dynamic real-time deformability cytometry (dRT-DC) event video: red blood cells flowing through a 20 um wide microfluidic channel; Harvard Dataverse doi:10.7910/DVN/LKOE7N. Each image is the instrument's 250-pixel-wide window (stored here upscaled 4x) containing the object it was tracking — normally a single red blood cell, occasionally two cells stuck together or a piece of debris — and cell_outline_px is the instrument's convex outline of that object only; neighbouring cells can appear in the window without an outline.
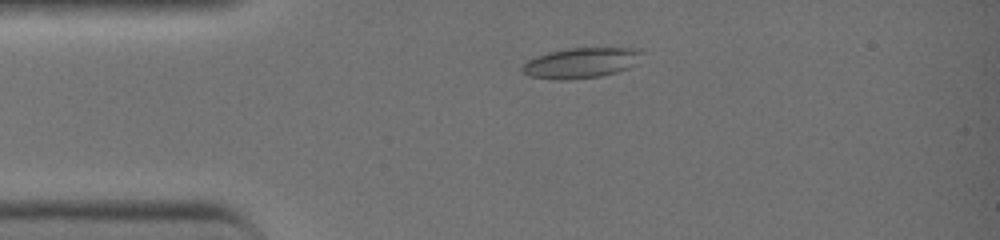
{"species": "common noctule bat (a hibernating species)", "species_latin": "Nyctalus noctula", "temperature_condition": "warm", "stored_images_in_passage": 39, "camera_frame_rate_fps": 3000, "um_per_image_px": 0.085, "animal": {"sex": "female", "body_mass_g": 19.0, "forearm_length_mm": 51.5}, "frame": {"image": 1, "passage_image": 8, "time_ms": 2.333, "image_size_px": [1000, 240], "cell_outline_px": [[644, 52], [628, 68], [616, 72], [600, 76], [568, 80], [556, 80], [528, 76], [520, 68], [528, 60], [536, 56], [548, 52], [568, 48], [640, 48]], "centroid_in_image_um": [49.35, 5.34], "position_along_channel_um": 35.7, "area_um2": 21.1}}
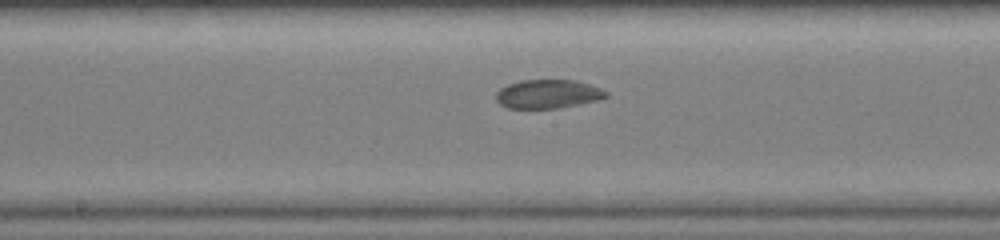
{"frame": {"image": 2, "passage_image": 21, "time_ms": 6.667, "image_size_px": [1000, 240], "cell_outline_px": [[608, 96], [600, 100], [560, 108], [508, 108], [500, 104], [496, 100], [496, 92], [500, 88], [508, 84], [520, 80], [576, 80], [600, 88], [608, 92]], "centroid_in_image_um": [46.58, 7.99], "position_along_channel_um": 201.6, "area_um2": 18.55}}
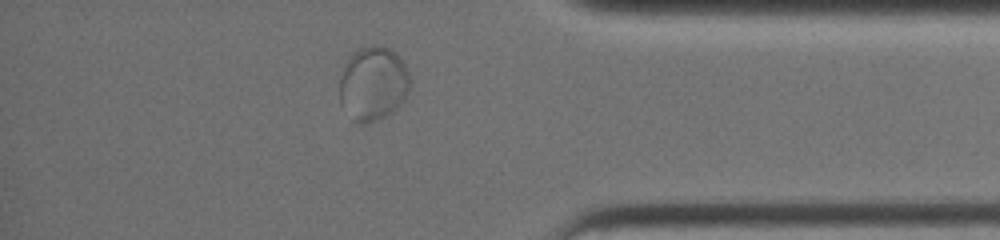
{"frame": {"image": 3, "passage_image": 35, "time_ms": 11.333, "image_size_px": [1000, 240], "cell_outline_px": [[412, 84], [404, 100], [392, 112], [376, 120], [364, 124], [356, 124], [352, 120], [340, 100], [340, 76], [344, 64], [348, 56], [352, 52], [360, 48], [372, 44], [380, 44], [392, 48], [400, 56], [408, 72]], "centroid_in_image_um": [31.73, 7.06], "position_along_channel_um": 403.5, "area_um2": 31.04}}